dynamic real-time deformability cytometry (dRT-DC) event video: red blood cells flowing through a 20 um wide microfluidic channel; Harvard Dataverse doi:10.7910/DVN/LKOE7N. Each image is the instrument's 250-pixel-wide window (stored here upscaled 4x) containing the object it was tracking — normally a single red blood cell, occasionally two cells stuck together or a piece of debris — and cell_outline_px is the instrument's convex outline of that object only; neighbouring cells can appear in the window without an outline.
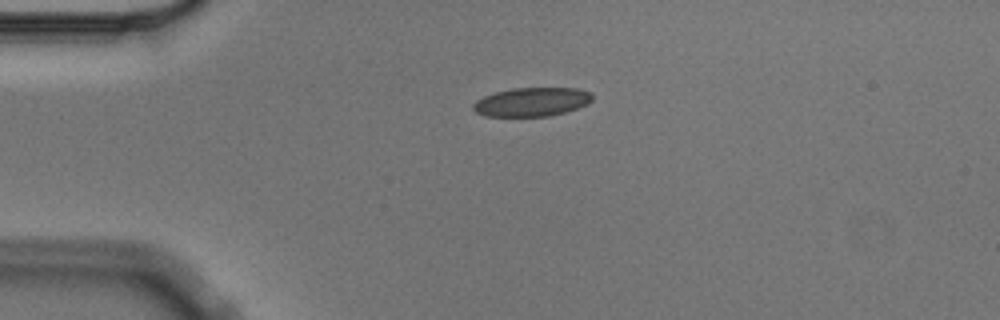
{"species": "Egyptian fruit bat (a non-hibernating species)", "species_latin": "Rousettus aegyptiacus", "temperature_condition": "cold", "stored_images_in_passage": 2, "camera_frame_rate_fps": 3000, "um_per_image_px": 0.085, "animal": {"sex": "male"}, "frame": {"image": 1, "passage_image": 1, "time_ms": 0.0, "image_size_px": [1000, 320], "cell_outline_px": [[592, 100], [588, 104], [564, 112], [548, 116], [484, 116], [476, 112], [472, 108], [472, 104], [476, 100], [484, 96], [496, 92], [512, 88], [576, 88], [592, 92]], "centroid_in_image_um": [45.19, 8.66], "position_along_channel_um": 39.8, "area_um2": 20.0}}